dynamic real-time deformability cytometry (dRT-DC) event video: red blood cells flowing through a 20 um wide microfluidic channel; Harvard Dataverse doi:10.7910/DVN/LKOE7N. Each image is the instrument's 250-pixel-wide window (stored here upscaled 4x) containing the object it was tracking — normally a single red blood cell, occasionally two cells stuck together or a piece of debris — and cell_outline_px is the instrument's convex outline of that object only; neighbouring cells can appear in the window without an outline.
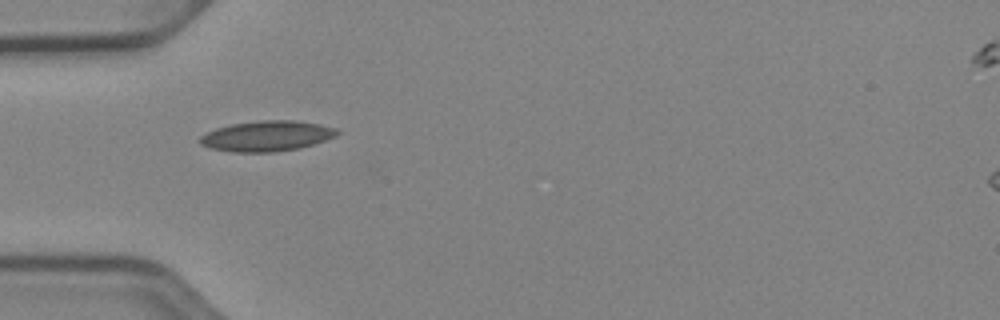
{"species": "Egyptian fruit bat (a non-hibernating species)", "species_latin": "Rousettus aegyptiacus", "temperature_condition": "cold", "stored_images_in_passage": 36, "camera_frame_rate_fps": 3000, "um_per_image_px": 0.085, "animal": {"sex": "female"}, "frame": {"image": 1, "passage_image": 1, "time_ms": 0.0, "image_size_px": [1000, 320], "cell_outline_px": [[340, 132], [336, 136], [312, 144], [296, 148], [276, 152], [232, 152], [212, 148], [200, 144], [196, 140], [200, 136], [216, 128], [232, 124], [260, 120], [296, 120], [320, 124], [336, 128]], "centroid_in_image_um": [22.66, 11.55], "position_along_channel_um": 62.3, "area_um2": 24.28}}
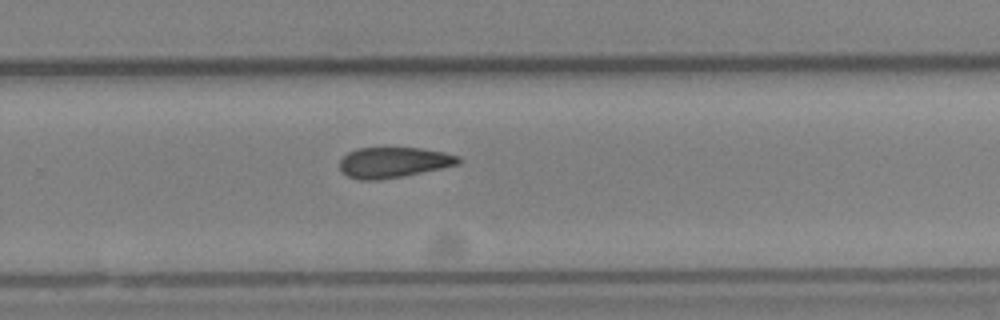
{"frame": {"image": 2, "passage_image": 19, "time_ms": 6.0, "image_size_px": [1000, 320], "cell_outline_px": [[464, 160], [460, 164], [404, 176], [380, 180], [360, 180], [348, 176], [340, 168], [340, 160], [348, 152], [356, 148], [420, 148], [444, 152], [460, 156]], "centroid_in_image_um": [33.49, 13.8], "position_along_channel_um": 296.3, "area_um2": 21.21}}
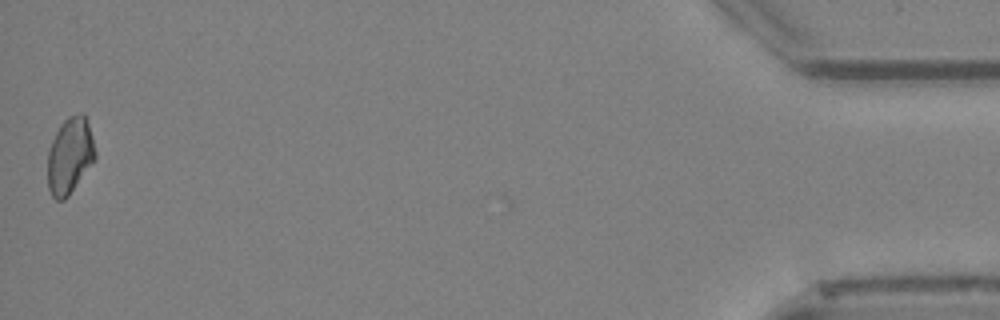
{"frame": {"image": 3, "passage_image": 36, "time_ms": 11.667, "image_size_px": [1000, 320], "cell_outline_px": [[96, 156], [68, 196], [64, 200], [56, 200], [52, 196], [48, 188], [48, 148], [60, 124], [68, 116], [80, 112], [84, 112], [92, 136], [96, 152]], "centroid_in_image_um": [5.92, 13.2], "position_along_channel_um": 429.3, "area_um2": 20.98}}